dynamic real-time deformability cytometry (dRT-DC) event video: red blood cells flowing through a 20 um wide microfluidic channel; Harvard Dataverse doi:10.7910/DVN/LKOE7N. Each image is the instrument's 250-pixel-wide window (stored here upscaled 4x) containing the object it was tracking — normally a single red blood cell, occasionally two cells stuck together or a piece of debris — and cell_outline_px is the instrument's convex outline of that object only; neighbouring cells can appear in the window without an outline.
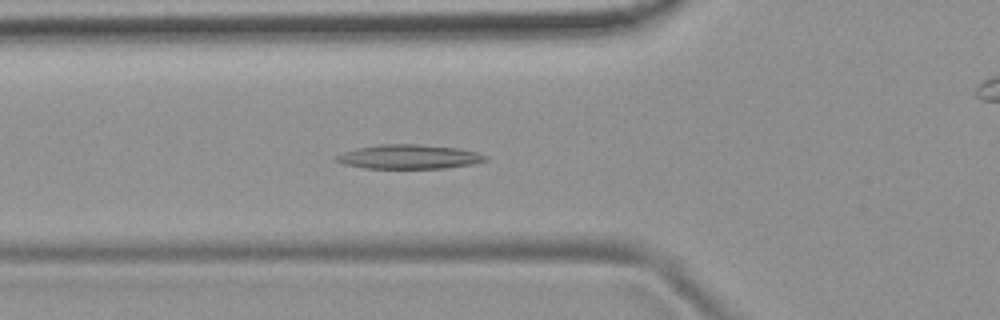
{"species": "common noctule bat (a hibernating species)", "species_latin": "Nyctalus noctula", "temperature_condition": "room temperature", "stored_images_in_passage": 38, "camera_frame_rate_fps": 3000, "um_per_image_px": 0.085, "animal": {"sex": "female", "body_mass_g": 19.9}, "frame": {"image": 1, "passage_image": 14, "time_ms": 4.333, "image_size_px": [1000, 320], "cell_outline_px": [[488, 160], [472, 164], [444, 168], [364, 168], [344, 164], [332, 160], [332, 156], [356, 148], [380, 144], [416, 144], [460, 148], [476, 152], [488, 156]], "centroid_in_image_um": [34.72, 13.32], "position_along_channel_um": 91.1, "area_um2": 21.21}}
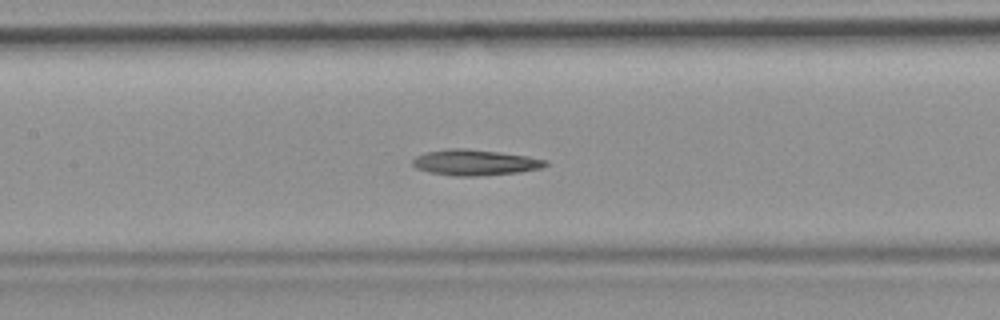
{"frame": {"image": 2, "passage_image": 20, "time_ms": 6.333, "image_size_px": [1000, 320], "cell_outline_px": [[548, 164], [540, 168], [520, 172], [476, 176], [456, 176], [428, 172], [416, 168], [412, 164], [412, 160], [416, 156], [424, 152], [448, 148], [468, 148], [500, 152], [528, 156], [548, 160]], "centroid_in_image_um": [40.35, 13.8], "position_along_channel_um": 167.0, "area_um2": 20.11}}
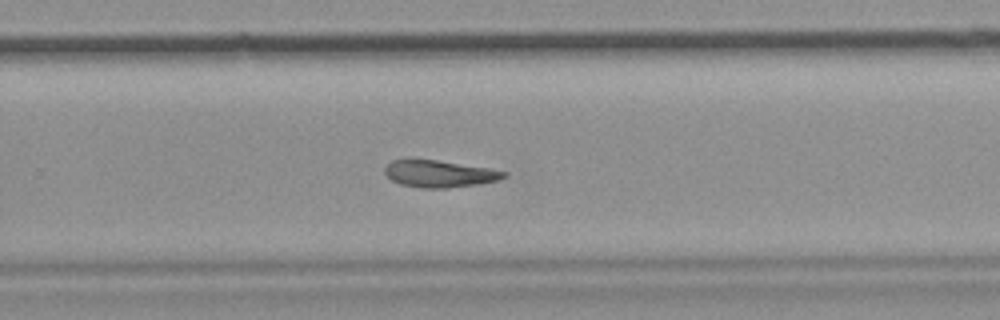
{"frame": {"image": 3, "passage_image": 30, "time_ms": 9.667, "image_size_px": [1000, 320], "cell_outline_px": [[508, 176], [500, 180], [476, 184], [448, 188], [424, 188], [400, 184], [392, 180], [384, 172], [384, 168], [392, 160], [408, 156], [436, 160], [488, 168], [508, 172]], "centroid_in_image_um": [37.3, 14.74], "position_along_channel_um": 292.5, "area_um2": 19.13}}